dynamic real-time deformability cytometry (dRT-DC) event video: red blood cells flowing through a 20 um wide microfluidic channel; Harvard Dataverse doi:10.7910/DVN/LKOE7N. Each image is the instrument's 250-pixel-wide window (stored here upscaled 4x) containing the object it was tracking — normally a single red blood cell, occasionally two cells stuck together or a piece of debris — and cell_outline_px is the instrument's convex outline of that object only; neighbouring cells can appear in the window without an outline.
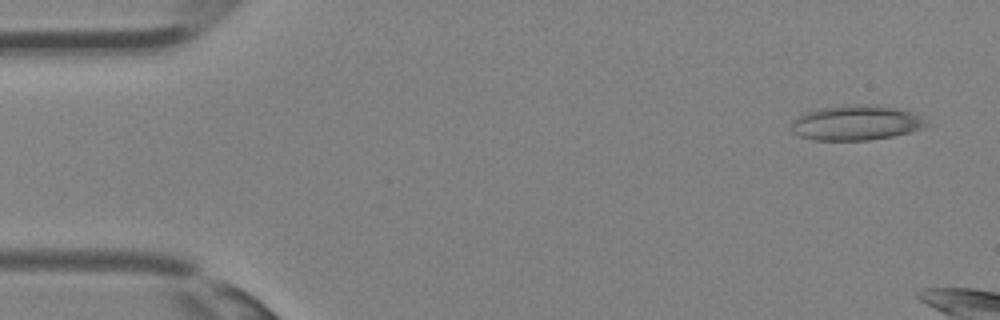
{"species": "Egyptian fruit bat (a non-hibernating species)", "species_latin": "Rousettus aegyptiacus", "temperature_condition": "room temperature", "stored_images_in_passage": 8, "camera_frame_rate_fps": 3000, "um_per_image_px": 0.085, "animal": {"sex": "female"}, "frame": {"image": 1, "passage_image": 1, "time_ms": 0.0, "image_size_px": [1000, 320], "cell_outline_px": [[928, 124], [924, 128], [912, 132], [892, 136], [868, 140], [812, 140], [800, 136], [792, 132], [792, 120], [796, 116], [804, 112], [820, 108], [864, 104], [876, 104], [900, 108], [912, 112], [920, 116]], "centroid_in_image_um": [72.77, 10.43], "position_along_channel_um": 12.2, "area_um2": 27.69}}